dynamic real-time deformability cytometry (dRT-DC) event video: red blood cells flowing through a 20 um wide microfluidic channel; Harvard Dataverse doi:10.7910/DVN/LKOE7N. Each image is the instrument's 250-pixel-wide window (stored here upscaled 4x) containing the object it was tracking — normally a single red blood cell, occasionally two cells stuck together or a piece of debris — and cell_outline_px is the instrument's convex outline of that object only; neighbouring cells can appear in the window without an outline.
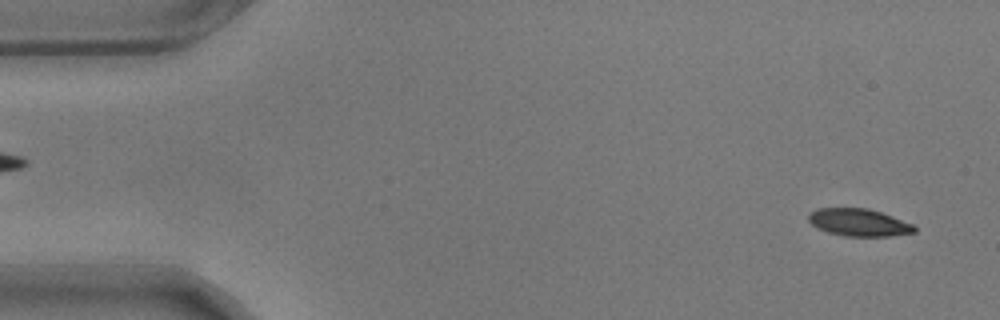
{"species": "common noctule bat (a hibernating species)", "species_latin": "Nyctalus noctula", "temperature_condition": "warm", "stored_images_in_passage": 56, "camera_frame_rate_fps": 3000, "um_per_image_px": 0.085, "animal": {"sex": "male", "body_mass_g": 17.9}, "frame": {"image": 1, "passage_image": 2, "time_ms": 0.333, "image_size_px": [1000, 320], "cell_outline_px": [[916, 232], [888, 236], [844, 236], [828, 232], [816, 228], [808, 220], [808, 212], [816, 208], [868, 208], [892, 216], [912, 224], [916, 228]], "centroid_in_image_um": [72.95, 18.9], "position_along_channel_um": 12.0, "area_um2": 16.94}}
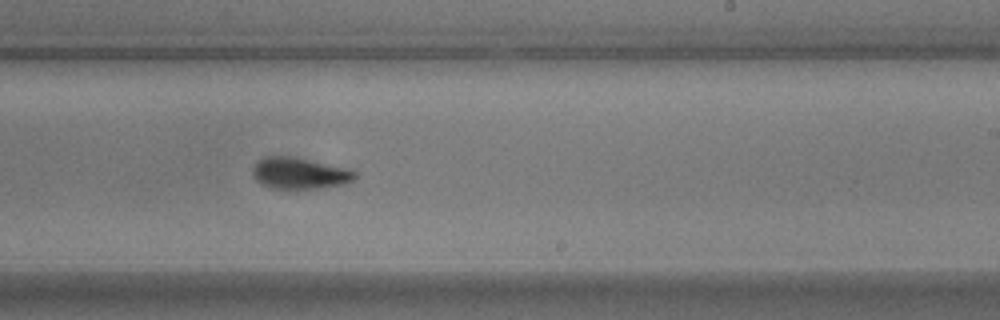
{"frame": {"image": 2, "passage_image": 33, "time_ms": 10.667, "image_size_px": [1000, 320], "cell_outline_px": [[356, 176], [348, 184], [296, 192], [268, 188], [260, 184], [252, 176], [252, 168], [264, 156], [292, 156], [344, 168], [356, 172]], "centroid_in_image_um": [25.41, 14.79], "position_along_channel_um": 263.6, "area_um2": 19.42}}
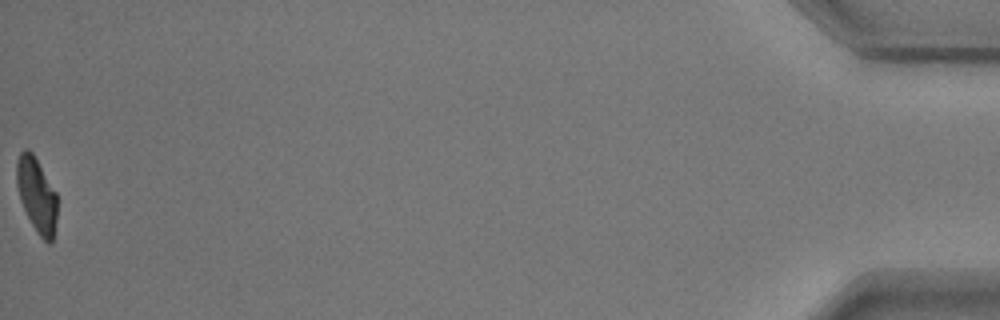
{"frame": {"image": 3, "passage_image": 56, "time_ms": 18.333, "image_size_px": [1000, 320], "cell_outline_px": [[56, 220], [52, 240], [48, 244], [36, 232], [20, 200], [16, 184], [16, 160], [20, 152], [24, 148], [28, 148], [32, 152], [56, 192]], "centroid_in_image_um": [3.09, 16.53], "position_along_channel_um": 432.1, "area_um2": 17.51}, "authors_computed_cell_mechanics": {"area_um2": 18.9584, "velocity_mm_per_s": 3.5318, "shape_relaxation_time_tau1_ms": 4.4094, "shape_relaxation_time_tau2_ms": 1.6272, "deformation_change_tau1": 0.1559, "deformation_change_tau2": 0.0677}}